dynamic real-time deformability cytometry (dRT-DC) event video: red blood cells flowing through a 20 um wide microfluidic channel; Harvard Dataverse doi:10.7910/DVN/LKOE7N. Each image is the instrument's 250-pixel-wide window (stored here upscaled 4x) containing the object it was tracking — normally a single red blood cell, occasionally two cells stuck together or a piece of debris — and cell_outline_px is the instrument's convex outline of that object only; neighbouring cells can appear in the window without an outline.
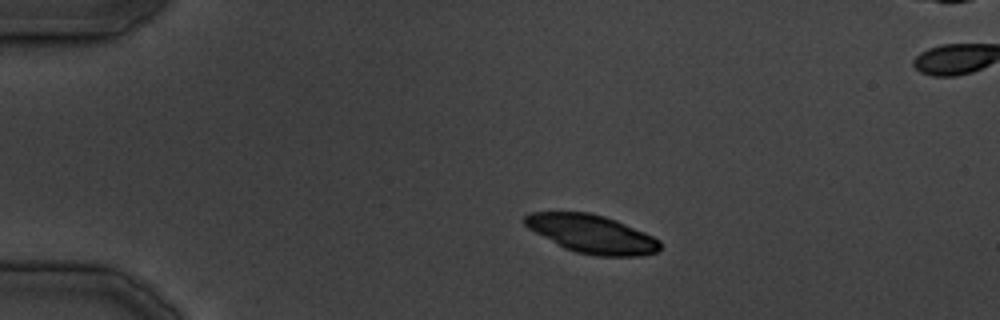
{"species": "common noctule bat (a hibernating species)", "species_latin": "Nyctalus noctula", "temperature_condition": "cold", "stored_images_in_passage": 15, "camera_frame_rate_fps": 3000, "um_per_image_px": 0.085, "animal": {"sex": "male", "body_mass_g": 19.5, "forearm_length_mm": 54.6}, "frame": {"image": 1, "passage_image": 7, "time_ms": 8.0, "image_size_px": [1000, 320], "cell_outline_px": [[660, 248], [656, 252], [640, 256], [596, 256], [576, 252], [564, 248], [528, 228], [524, 224], [524, 216], [532, 212], [588, 212], [604, 216], [616, 220], [644, 232], [660, 240]], "centroid_in_image_um": [50.3, 19.89], "position_along_channel_um": 34.7, "area_um2": 30.0}}